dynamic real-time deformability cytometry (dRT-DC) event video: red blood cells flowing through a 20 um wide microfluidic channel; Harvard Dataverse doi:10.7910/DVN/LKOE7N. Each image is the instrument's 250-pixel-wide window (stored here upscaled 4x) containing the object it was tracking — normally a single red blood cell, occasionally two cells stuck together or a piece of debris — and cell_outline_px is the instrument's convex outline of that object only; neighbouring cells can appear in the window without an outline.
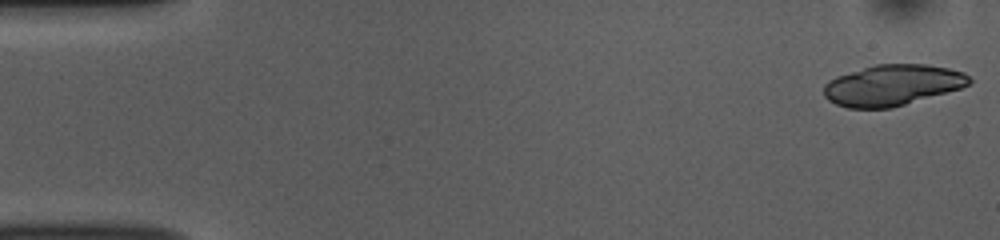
{"species": "common noctule bat (a hibernating species)", "species_latin": "Nyctalus noctula", "temperature_condition": "room temperature", "stored_images_in_passage": 17, "camera_frame_rate_fps": 3000, "um_per_image_px": 0.085, "animal": {"sex": "female", "body_mass_g": 10.0, "forearm_length_mm": 53.1}, "frame": {"image": 1, "passage_image": 1, "time_ms": 0.0, "image_size_px": [1000, 240], "cell_outline_px": [[972, 80], [968, 84], [960, 88], [892, 108], [848, 108], [836, 104], [828, 100], [824, 96], [824, 84], [828, 80], [836, 76], [876, 64], [924, 64], [948, 68], [964, 72]], "centroid_in_image_um": [75.82, 7.24], "position_along_channel_um": 9.2, "area_um2": 34.51}}